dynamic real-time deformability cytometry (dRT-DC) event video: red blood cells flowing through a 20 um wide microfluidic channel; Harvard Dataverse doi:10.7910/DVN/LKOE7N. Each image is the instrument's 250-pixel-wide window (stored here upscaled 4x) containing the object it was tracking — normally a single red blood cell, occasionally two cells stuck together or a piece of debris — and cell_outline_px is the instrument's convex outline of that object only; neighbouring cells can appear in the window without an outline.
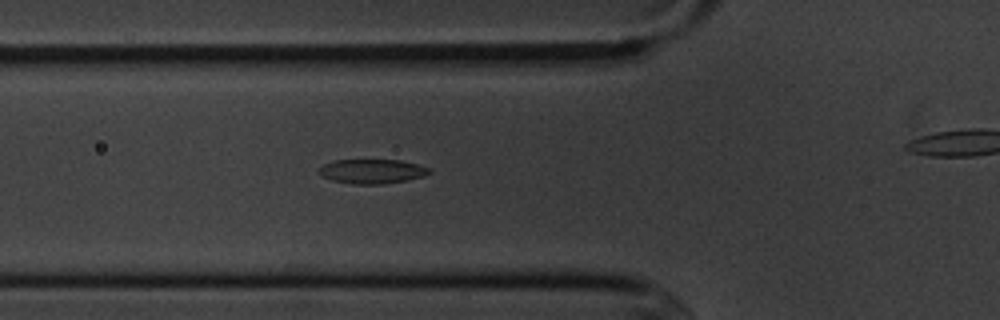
{"species": "common noctule bat (a hibernating species)", "species_latin": "Nyctalus noctula", "temperature_condition": "cold", "stored_images_in_passage": 5, "camera_frame_rate_fps": 3000, "um_per_image_px": 0.085, "animal": {"sex": "male", "body_mass_g": 20.1, "forearm_length_mm": 53.5}, "frame": {"image": 1, "passage_image": 4, "time_ms": 4.333, "image_size_px": [1000, 320], "cell_outline_px": [[432, 172], [424, 176], [408, 180], [384, 184], [352, 184], [332, 180], [316, 172], [324, 164], [332, 160], [400, 160], [432, 168]], "centroid_in_image_um": [31.65, 14.56], "position_along_channel_um": 94.1, "area_um2": 15.78}}